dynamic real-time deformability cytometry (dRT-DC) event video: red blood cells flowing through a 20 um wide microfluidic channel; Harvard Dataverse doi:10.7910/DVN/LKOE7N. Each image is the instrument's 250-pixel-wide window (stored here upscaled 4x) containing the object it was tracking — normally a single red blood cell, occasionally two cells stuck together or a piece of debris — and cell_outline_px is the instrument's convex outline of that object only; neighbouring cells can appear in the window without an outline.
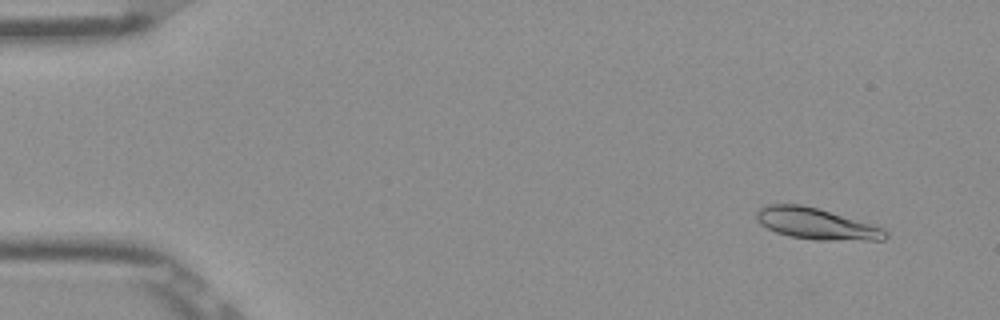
{"species": "Egyptian fruit bat (a non-hibernating species)", "species_latin": "Rousettus aegyptiacus", "temperature_condition": "room temperature", "stored_images_in_passage": 52, "camera_frame_rate_fps": 3000, "um_per_image_px": 0.085, "frame": {"image": 1, "passage_image": 4, "time_ms": 1.0, "image_size_px": [1000, 320], "cell_outline_px": [[888, 236], [884, 240], [816, 240], [788, 236], [776, 232], [760, 224], [756, 220], [756, 212], [760, 208], [768, 204], [800, 204], [816, 208], [868, 224], [880, 228], [888, 232]], "centroid_in_image_um": [69.31, 19.03], "position_along_channel_um": 15.7, "area_um2": 23.0}}
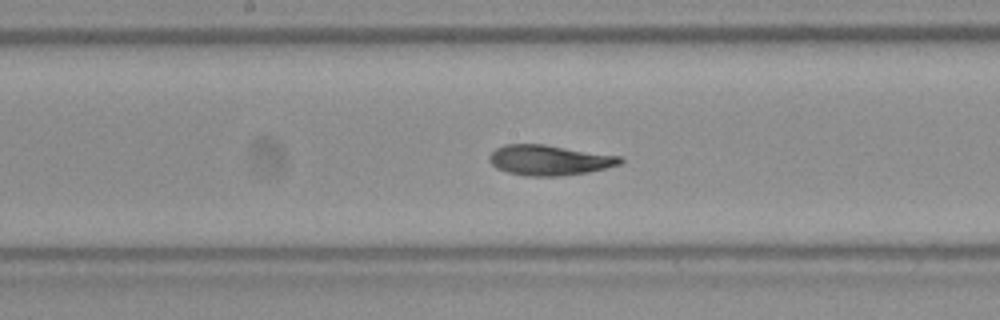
{"frame": {"image": 2, "passage_image": 27, "time_ms": 8.667, "image_size_px": [1000, 320], "cell_outline_px": [[624, 160], [620, 164], [588, 172], [560, 176], [524, 176], [508, 172], [496, 168], [488, 160], [488, 156], [496, 148], [504, 144], [544, 144], [620, 156]], "centroid_in_image_um": [46.65, 13.61], "position_along_channel_um": 201.5, "area_um2": 23.06}}
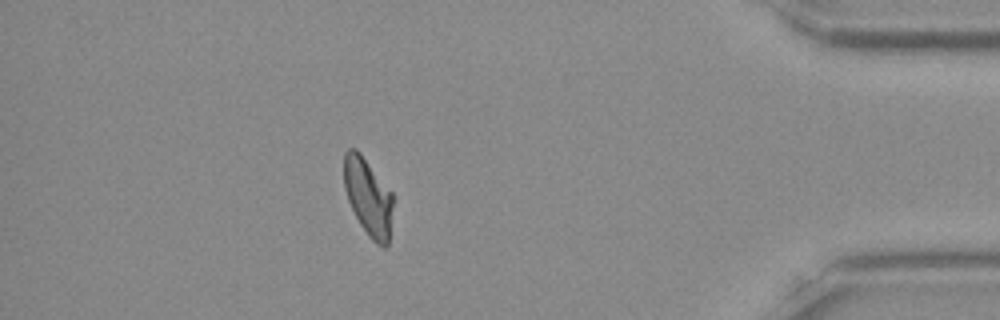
{"frame": {"image": 3, "passage_image": 46, "time_ms": 15.0, "image_size_px": [1000, 320], "cell_outline_px": [[392, 208], [388, 244], [384, 248], [376, 244], [368, 236], [360, 224], [348, 200], [344, 188], [344, 152], [348, 148], [356, 148], [360, 152], [392, 192]], "centroid_in_image_um": [31.28, 16.72], "position_along_channel_um": 403.9, "area_um2": 22.02}, "authors_computed_cell_mechanics": {"area_um2": 22.9755, "velocity_mm_per_s": 3.8931, "shape_relaxation_time_tau1_ms": 6.1152, "shape_relaxation_time_tau2_ms": 2.6492, "deformation_change_tau1": 0.1859, "deformation_change_tau2": 0.0776}}